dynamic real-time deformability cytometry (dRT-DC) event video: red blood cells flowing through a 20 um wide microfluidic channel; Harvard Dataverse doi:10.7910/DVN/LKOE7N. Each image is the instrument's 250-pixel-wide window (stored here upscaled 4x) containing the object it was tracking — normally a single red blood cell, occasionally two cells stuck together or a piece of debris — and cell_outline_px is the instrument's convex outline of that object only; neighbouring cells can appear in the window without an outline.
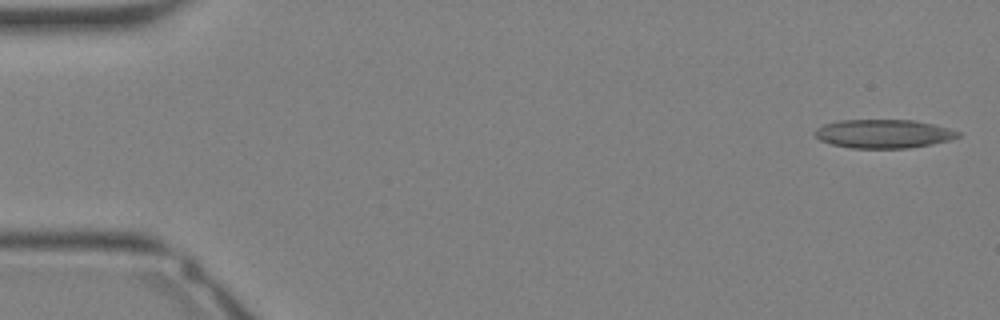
{"species": "Egyptian fruit bat (a non-hibernating species)", "species_latin": "Rousettus aegyptiacus", "temperature_condition": "warm", "stored_images_in_passage": 8, "camera_frame_rate_fps": 3000, "um_per_image_px": 0.085, "animal": {"sex": "female"}, "frame": {"image": 1, "passage_image": 1, "time_ms": 0.0, "image_size_px": [1000, 320], "cell_outline_px": [[960, 136], [948, 140], [932, 144], [908, 148], [852, 148], [832, 144], [820, 140], [816, 136], [816, 128], [824, 124], [836, 120], [916, 120], [948, 128], [960, 132]], "centroid_in_image_um": [75.09, 11.36], "position_along_channel_um": 9.9, "area_um2": 23.81}}